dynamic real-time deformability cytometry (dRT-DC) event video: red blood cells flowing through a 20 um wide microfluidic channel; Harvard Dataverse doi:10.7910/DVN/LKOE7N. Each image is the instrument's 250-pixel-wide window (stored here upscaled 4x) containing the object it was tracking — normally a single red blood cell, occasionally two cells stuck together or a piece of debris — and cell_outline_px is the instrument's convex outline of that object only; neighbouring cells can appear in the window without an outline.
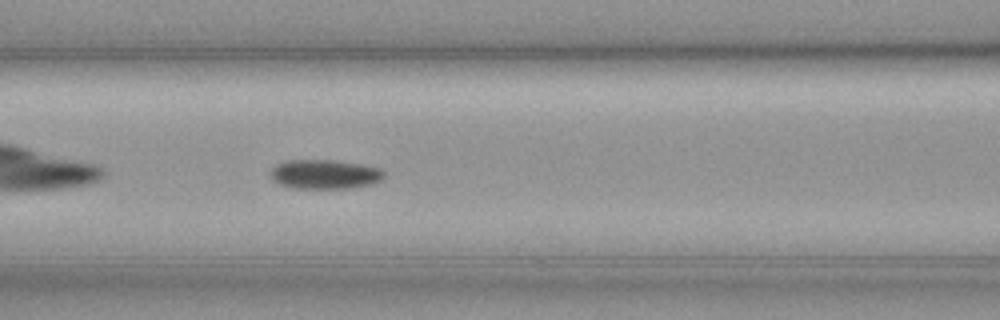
{"species": "common noctule bat (a hibernating species)", "species_latin": "Nyctalus noctula", "temperature_condition": "cold", "stored_images_in_passage": 29, "camera_frame_rate_fps": 3000, "um_per_image_px": 0.085, "animal": {"sex": "female", "body_mass_g": 19.3, "forearm_length_mm": 54.1}, "frame": {"image": 1, "passage_image": 8, "time_ms": 2.333, "image_size_px": [1000, 320], "cell_outline_px": [[384, 176], [380, 180], [372, 184], [348, 188], [292, 188], [280, 184], [272, 180], [272, 168], [276, 164], [288, 160], [336, 160], [360, 164], [380, 168], [384, 172]], "centroid_in_image_um": [27.6, 14.81], "position_along_channel_um": 139.0, "area_um2": 19.31}, "authors_computed_cell_mechanics": {"area_um2": 19.5942, "velocity_mm_per_s": 3.5364, "shape_relaxation_time_tau1_ms": 7.6922, "shape_relaxation_time_tau2_ms": null, "deformation_change_tau1": 0.1212, "deformation_change_tau2": null}}